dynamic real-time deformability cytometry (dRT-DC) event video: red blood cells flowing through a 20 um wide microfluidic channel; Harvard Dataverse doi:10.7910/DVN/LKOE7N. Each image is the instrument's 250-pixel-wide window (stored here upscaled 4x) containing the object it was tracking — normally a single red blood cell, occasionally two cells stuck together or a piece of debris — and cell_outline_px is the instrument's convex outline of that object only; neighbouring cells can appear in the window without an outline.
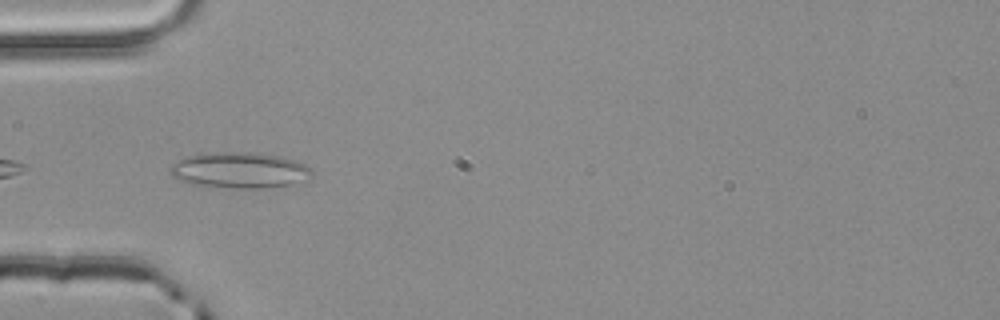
{"species": "common noctule bat (a hibernating species)", "species_latin": "Nyctalus noctula", "temperature_condition": "room temperature", "stored_images_in_passage": 3, "camera_frame_rate_fps": 3000, "um_per_image_px": 0.085, "animal": {"sex": "male", "body_mass_g": 20.4}, "frame": {"image": 1, "passage_image": 3, "time_ms": 0.667, "image_size_px": [1000, 320], "cell_outline_px": [[312, 176], [292, 184], [264, 188], [236, 188], [192, 184], [172, 176], [168, 168], [176, 160], [184, 156], [204, 152], [252, 152], [280, 156], [296, 160], [312, 168]], "centroid_in_image_um": [20.34, 14.44], "position_along_channel_um": 64.7, "area_um2": 29.82}}